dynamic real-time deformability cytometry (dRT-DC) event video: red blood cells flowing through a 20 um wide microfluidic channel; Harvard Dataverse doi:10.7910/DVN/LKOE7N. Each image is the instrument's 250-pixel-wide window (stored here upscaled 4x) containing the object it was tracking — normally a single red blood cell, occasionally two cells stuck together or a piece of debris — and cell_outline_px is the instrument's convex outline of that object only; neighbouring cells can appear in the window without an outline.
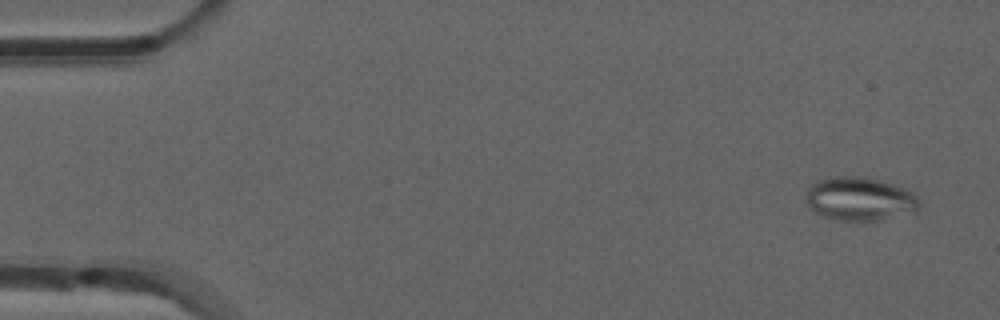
{"species": "common noctule bat (a hibernating species)", "species_latin": "Nyctalus noctula", "temperature_condition": "room temperature", "stored_images_in_passage": 52, "camera_frame_rate_fps": 3000, "um_per_image_px": 0.085, "animal": {"sex": "male", "forearm_length_mm": 52.5}, "frame": {"image": 1, "passage_image": 3, "time_ms": 0.667, "image_size_px": [1000, 320], "cell_outline_px": [[920, 208], [916, 212], [880, 220], [840, 220], [824, 216], [816, 212], [804, 200], [804, 196], [808, 188], [812, 184], [820, 180], [836, 176], [856, 176], [880, 180], [904, 188], [912, 192], [920, 200]], "centroid_in_image_um": [73.1, 16.91], "position_along_channel_um": 11.9, "area_um2": 28.73}}
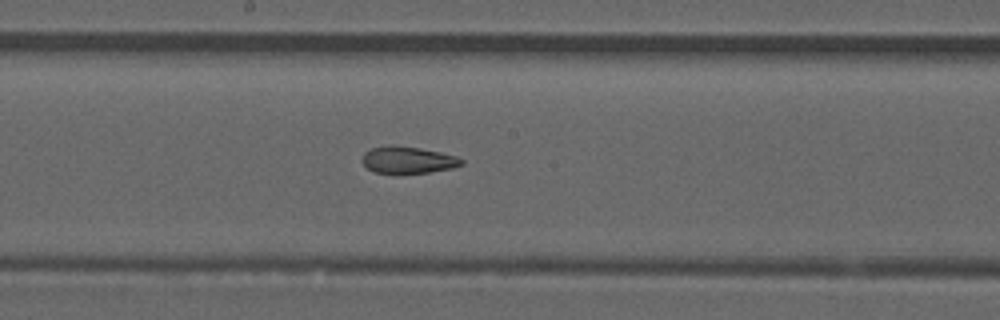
{"frame": {"image": 2, "passage_image": 28, "time_ms": 9.0, "image_size_px": [1000, 320], "cell_outline_px": [[464, 164], [452, 168], [428, 172], [376, 172], [368, 168], [360, 160], [364, 152], [372, 148], [392, 144], [420, 148], [440, 152], [456, 156], [464, 160]], "centroid_in_image_um": [34.67, 13.57], "position_along_channel_um": 213.5, "area_um2": 15.37}}
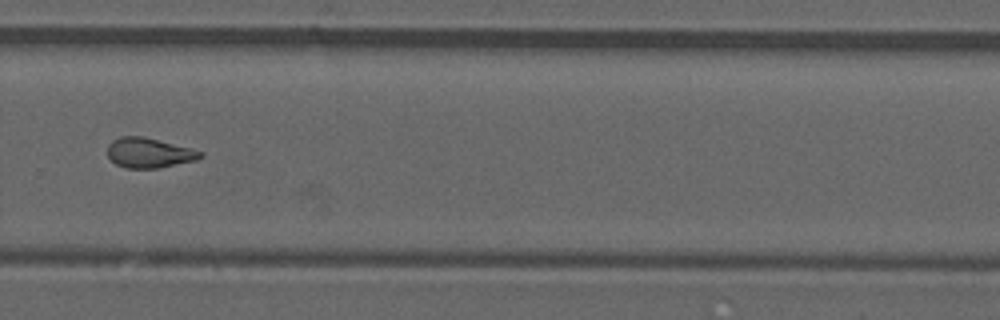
{"frame": {"image": 3, "passage_image": 36, "time_ms": 11.667, "image_size_px": [1000, 320], "cell_outline_px": [[204, 156], [200, 160], [156, 168], [128, 168], [116, 164], [108, 156], [108, 144], [112, 140], [120, 136], [144, 136], [204, 152]], "centroid_in_image_um": [12.69, 12.99], "position_along_channel_um": 317.1, "area_um2": 16.24}, "authors_computed_cell_mechanics": {"area_um2": 16.8198, "velocity_mm_per_s": 3.9017, "shape_relaxation_time_tau1_ms": null, "shape_relaxation_time_tau2_ms": 2.551, "deformation_change_tau1": null, "deformation_change_tau2": 0.0938}}